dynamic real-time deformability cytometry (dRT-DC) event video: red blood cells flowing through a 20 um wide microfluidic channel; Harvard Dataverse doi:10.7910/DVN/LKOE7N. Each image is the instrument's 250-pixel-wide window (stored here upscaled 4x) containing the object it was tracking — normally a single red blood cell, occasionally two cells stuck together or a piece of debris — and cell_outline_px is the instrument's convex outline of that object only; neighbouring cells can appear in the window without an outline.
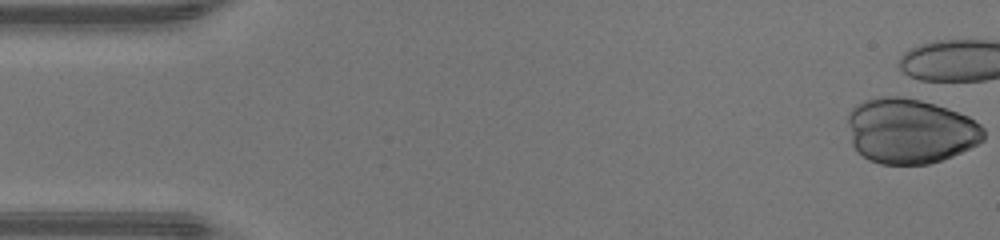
{"species": "human", "species_latin": "Homo sapiens", "temperature_condition": "warm", "stored_images_in_passage": 3, "camera_frame_rate_fps": 3000, "um_per_image_px": 0.085, "donor": {"sex": "male"}, "frame": {"image": 1, "passage_image": 1, "time_ms": 0.0, "image_size_px": [1000, 240], "cell_outline_px": [[984, 140], [952, 156], [928, 164], [880, 164], [868, 160], [852, 144], [848, 124], [848, 116], [852, 108], [856, 104], [868, 100], [884, 96], [900, 96], [920, 100], [968, 116], [980, 124], [984, 128]], "centroid_in_image_um": [77.35, 11.14], "position_along_channel_um": 7.6, "area_um2": 51.1}}